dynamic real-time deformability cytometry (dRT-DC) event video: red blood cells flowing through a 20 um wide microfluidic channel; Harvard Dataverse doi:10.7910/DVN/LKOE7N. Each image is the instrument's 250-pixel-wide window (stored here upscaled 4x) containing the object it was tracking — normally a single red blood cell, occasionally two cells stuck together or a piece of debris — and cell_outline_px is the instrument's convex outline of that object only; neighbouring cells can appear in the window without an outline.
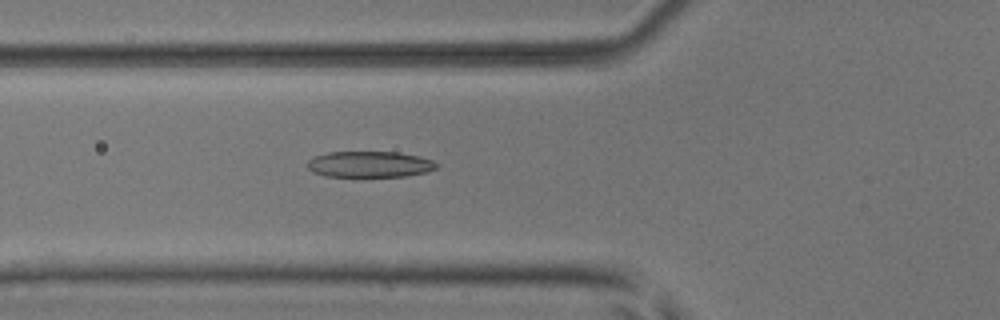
{"species": "common noctule bat (a hibernating species)", "species_latin": "Nyctalus noctula", "temperature_condition": "room temperature", "stored_images_in_passage": 52, "camera_frame_rate_fps": 3000, "um_per_image_px": 0.085, "animal": {"sex": "male", "body_mass_g": 17.9, "forearm_length_mm": 54.2}, "frame": {"image": 1, "passage_image": 20, "time_ms": 6.333, "image_size_px": [1000, 320], "cell_outline_px": [[440, 164], [436, 168], [424, 172], [408, 176], [324, 176], [312, 172], [304, 164], [312, 156], [328, 152], [400, 152], [420, 156], [432, 160]], "centroid_in_image_um": [31.38, 13.95], "position_along_channel_um": 94.4, "area_um2": 19.83}}
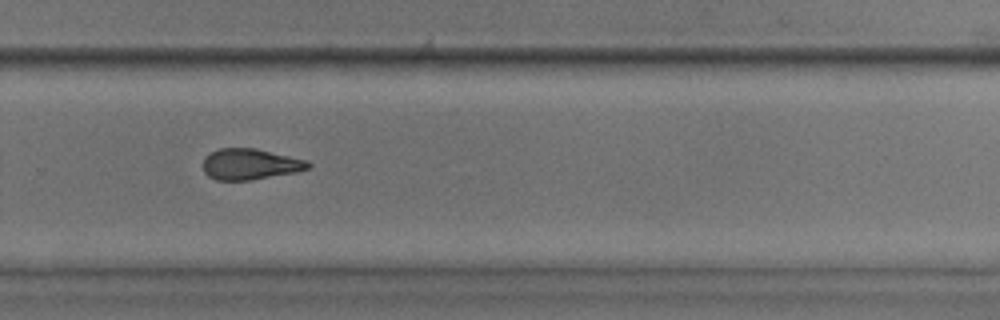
{"frame": {"image": 2, "passage_image": 36, "time_ms": 11.667, "image_size_px": [1000, 320], "cell_outline_px": [[312, 164], [308, 168], [296, 172], [248, 180], [216, 180], [208, 176], [204, 172], [204, 156], [220, 148], [256, 148], [308, 160]], "centroid_in_image_um": [21.27, 13.95], "position_along_channel_um": 308.5, "area_um2": 18.9}}
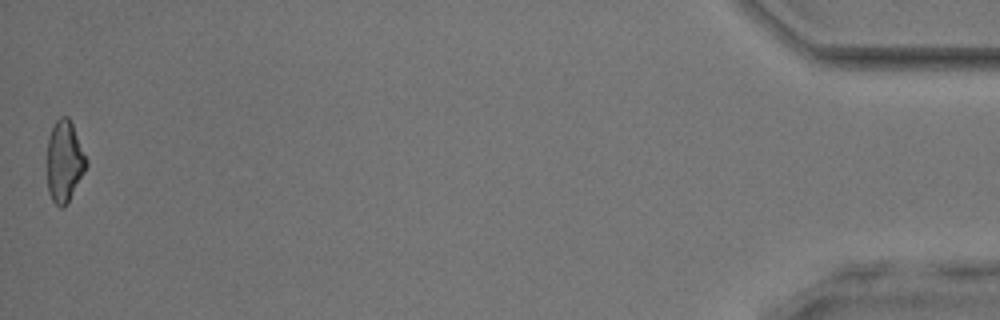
{"frame": {"image": 3, "passage_image": 52, "time_ms": 17.0, "image_size_px": [1000, 320], "cell_outline_px": [[88, 164], [84, 172], [64, 208], [60, 208], [52, 200], [48, 192], [48, 136], [56, 120], [60, 116], [68, 116], [72, 124], [88, 160]], "centroid_in_image_um": [5.48, 13.7], "position_along_channel_um": 429.7, "area_um2": 18.38}, "authors_computed_cell_mechanics": {"area_um2": 19.8832, "velocity_mm_per_s": 4.023, "shape_relaxation_time_tau1_ms": 3.3861, "shape_relaxation_time_tau2_ms": 3.3929, "deformation_change_tau1": 0.149, "deformation_change_tau2": 0.1374}}